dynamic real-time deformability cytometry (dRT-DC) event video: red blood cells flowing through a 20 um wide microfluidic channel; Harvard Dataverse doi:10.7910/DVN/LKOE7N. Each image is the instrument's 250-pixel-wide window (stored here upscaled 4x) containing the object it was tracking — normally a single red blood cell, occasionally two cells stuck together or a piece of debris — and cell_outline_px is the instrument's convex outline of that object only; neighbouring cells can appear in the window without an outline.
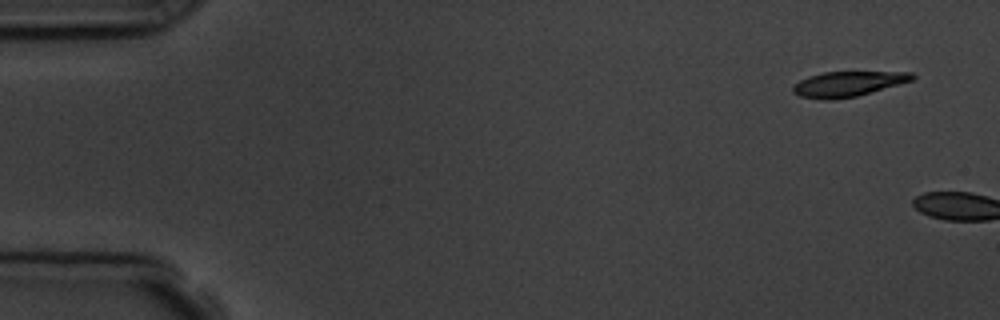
{"species": "common noctule bat (a hibernating species)", "species_latin": "Nyctalus noctula", "temperature_condition": "room temperature", "stored_images_in_passage": 2, "camera_frame_rate_fps": 3000, "um_per_image_px": 0.085, "animal": {"sex": "male", "body_mass_g": 19.5, "forearm_length_mm": 54.6}, "frame": {"image": 1, "passage_image": 1, "time_ms": 0.0, "image_size_px": [1000, 320], "cell_outline_px": [[916, 76], [912, 80], [872, 92], [856, 96], [832, 100], [824, 100], [800, 96], [792, 92], [792, 84], [808, 76], [824, 72], [912, 72]], "centroid_in_image_um": [72.03, 7.13], "position_along_channel_um": 13.0, "area_um2": 17.46}}